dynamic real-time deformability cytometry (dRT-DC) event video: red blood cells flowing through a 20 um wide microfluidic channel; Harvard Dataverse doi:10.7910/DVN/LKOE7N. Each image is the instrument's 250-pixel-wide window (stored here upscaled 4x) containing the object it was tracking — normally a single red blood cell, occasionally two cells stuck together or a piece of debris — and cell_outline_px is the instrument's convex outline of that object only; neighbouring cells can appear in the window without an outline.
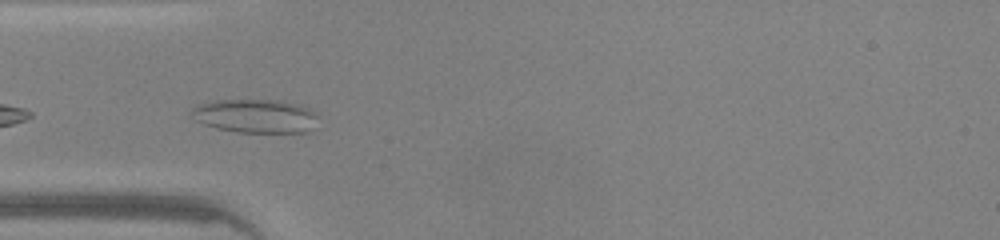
{"species": "common noctule bat (a hibernating species)", "species_latin": "Nyctalus noctula", "temperature_condition": "warm", "stored_images_in_passage": 31, "camera_frame_rate_fps": 3000, "um_per_image_px": 0.085, "animal": {"sex": "male", "body_mass_g": 20.0, "forearm_length_mm": 53.3}, "frame": {"image": 1, "passage_image": 2, "time_ms": 0.333, "image_size_px": [1000, 240], "cell_outline_px": [[316, 116], [308, 132], [236, 132], [216, 128], [204, 124], [196, 120], [192, 112], [192, 108], [196, 104], [216, 100], [280, 100], [300, 104], [316, 112]], "centroid_in_image_um": [21.68, 9.85], "position_along_channel_um": 63.3, "area_um2": 24.68}}
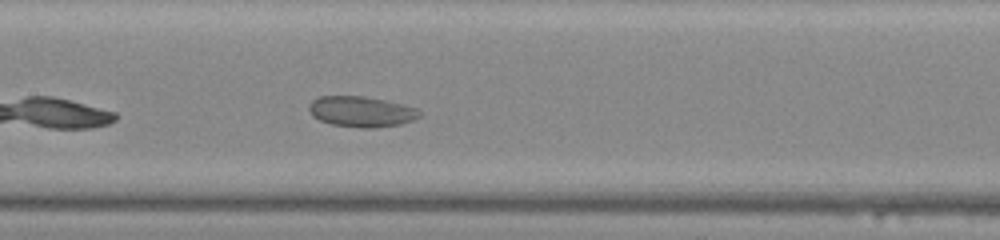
{"frame": {"image": 2, "passage_image": 10, "time_ms": 3.0, "image_size_px": [1000, 240], "cell_outline_px": [[420, 116], [412, 120], [400, 124], [372, 128], [360, 128], [332, 124], [320, 120], [312, 116], [308, 108], [308, 104], [312, 100], [320, 96], [364, 96], [384, 100], [420, 108]], "centroid_in_image_um": [30.7, 9.48], "position_along_channel_um": 176.7, "area_um2": 19.77}}
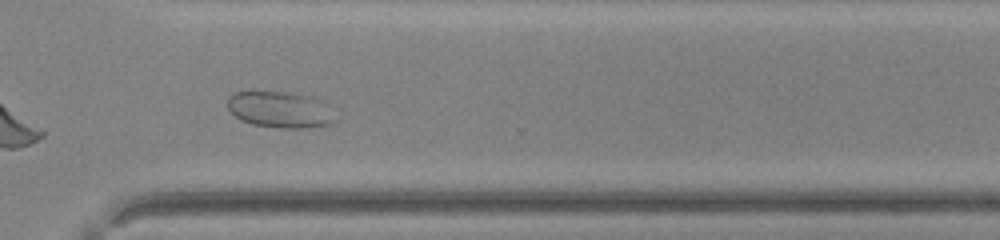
{"frame": {"image": 3, "passage_image": 22, "time_ms": 7.0, "image_size_px": [1000, 240], "cell_outline_px": [[336, 120], [332, 124], [304, 128], [276, 128], [252, 124], [240, 120], [228, 108], [228, 96], [232, 92], [288, 92], [312, 96], [320, 100]], "centroid_in_image_um": [23.76, 9.32], "position_along_channel_um": 346.8, "area_um2": 22.6}}